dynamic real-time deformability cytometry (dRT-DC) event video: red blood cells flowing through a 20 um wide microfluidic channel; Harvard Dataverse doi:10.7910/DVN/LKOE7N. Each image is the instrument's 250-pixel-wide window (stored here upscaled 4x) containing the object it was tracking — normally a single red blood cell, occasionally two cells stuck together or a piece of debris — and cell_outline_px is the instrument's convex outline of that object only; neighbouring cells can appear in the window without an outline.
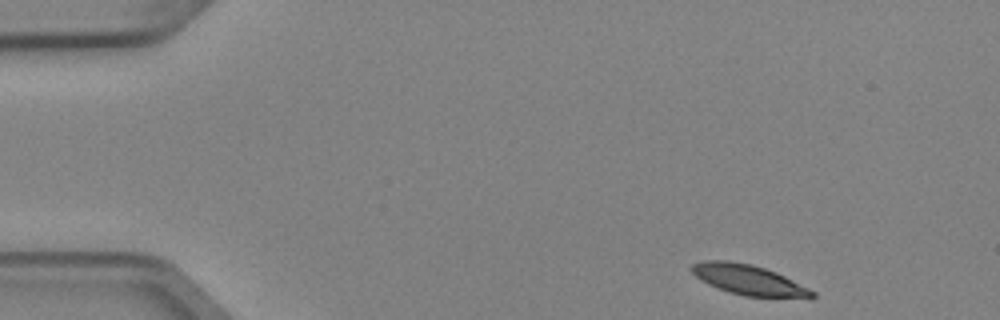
{"species": "Egyptian fruit bat (a non-hibernating species)", "species_latin": "Rousettus aegyptiacus", "temperature_condition": "cold", "stored_images_in_passage": 5, "camera_frame_rate_fps": 3000, "um_per_image_px": 0.085, "animal": {"sex": "female"}, "frame": {"image": 1, "passage_image": 1, "time_ms": 0.0, "image_size_px": [1000, 320], "cell_outline_px": [[816, 296], [812, 300], [744, 296], [728, 292], [708, 284], [700, 280], [688, 268], [692, 264], [704, 260], [724, 260], [752, 264], [776, 272], [816, 292]], "centroid_in_image_um": [63.69, 23.82], "position_along_channel_um": 21.3, "area_um2": 21.73}}
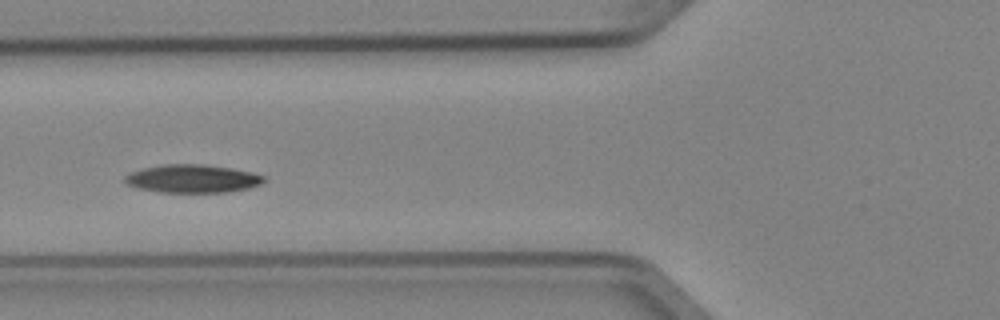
{"frame": {"image": 2, "passage_image": 5, "time_ms": 1.333, "image_size_px": [1000, 320], "cell_outline_px": [[264, 180], [260, 184], [248, 188], [228, 192], [160, 192], [140, 188], [128, 184], [124, 180], [124, 176], [132, 172], [144, 168], [164, 164], [204, 164], [232, 168], [252, 172], [264, 176]], "centroid_in_image_um": [16.38, 15.18], "position_along_channel_um": 109.4, "area_um2": 22.6}}